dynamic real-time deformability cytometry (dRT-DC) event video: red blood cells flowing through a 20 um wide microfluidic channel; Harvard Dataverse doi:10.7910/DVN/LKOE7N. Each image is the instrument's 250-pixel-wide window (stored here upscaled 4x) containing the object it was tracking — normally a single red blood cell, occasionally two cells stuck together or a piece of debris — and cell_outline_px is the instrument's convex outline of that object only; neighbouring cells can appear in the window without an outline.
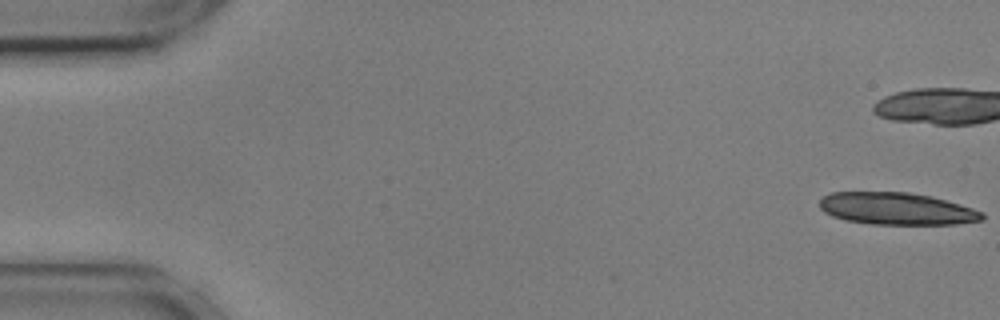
{"species": "common noctule bat (a hibernating species)", "species_latin": "Nyctalus noctula", "temperature_condition": "cold", "stored_images_in_passage": 44, "camera_frame_rate_fps": 3000, "um_per_image_px": 0.085, "animal": {"sex": "male", "body_mass_g": 17.9, "forearm_length_mm": 54.2}, "frame": {"image": 1, "passage_image": 1, "time_ms": 0.0, "image_size_px": [1000, 320], "cell_outline_px": [[984, 220], [956, 224], [872, 224], [844, 220], [832, 216], [824, 212], [820, 208], [820, 200], [824, 196], [832, 192], [908, 192], [932, 196], [972, 208], [984, 212]], "centroid_in_image_um": [76.22, 17.74], "position_along_channel_um": 8.8, "area_um2": 30.52}}